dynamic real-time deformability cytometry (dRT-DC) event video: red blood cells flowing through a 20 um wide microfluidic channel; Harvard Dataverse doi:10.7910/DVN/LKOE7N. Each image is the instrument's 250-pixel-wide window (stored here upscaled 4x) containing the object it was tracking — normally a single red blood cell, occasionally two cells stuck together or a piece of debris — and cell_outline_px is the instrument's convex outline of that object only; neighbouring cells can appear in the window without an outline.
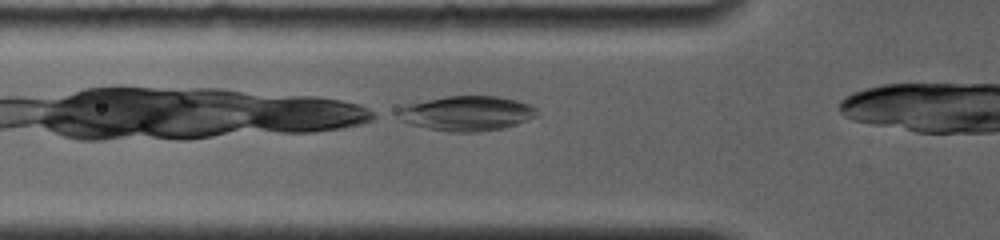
{"species": "common noctule bat (a hibernating species)", "species_latin": "Nyctalus noctula", "temperature_condition": "room temperature", "stored_images_in_passage": 23, "camera_frame_rate_fps": 4000, "um_per_image_px": 0.085, "animal": {"sex": "female", "body_mass_g": 19.0, "forearm_length_mm": 56.7}, "frame": {"image": 1, "passage_image": 8, "time_ms": 1.0, "image_size_px": [1000, 240], "cell_outline_px": [[536, 116], [516, 124], [504, 128], [476, 132], [448, 132], [428, 128], [412, 124], [396, 116], [392, 112], [408, 104], [448, 96], [496, 96], [516, 100], [528, 104], [536, 108]], "centroid_in_image_um": [39.65, 9.64], "position_along_channel_um": 86.1, "area_um2": 27.98}}
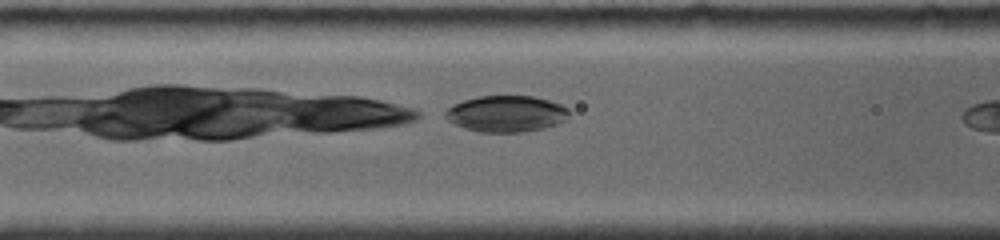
{"frame": {"image": 2, "passage_image": 14, "time_ms": 2.0, "image_size_px": [1000, 240], "cell_outline_px": [[568, 112], [564, 120], [556, 124], [544, 128], [524, 132], [480, 132], [464, 128], [448, 120], [444, 116], [444, 112], [452, 104], [476, 96], [532, 96], [548, 100], [560, 104], [568, 108]], "centroid_in_image_um": [42.99, 9.67], "position_along_channel_um": 123.6, "area_um2": 26.13}}
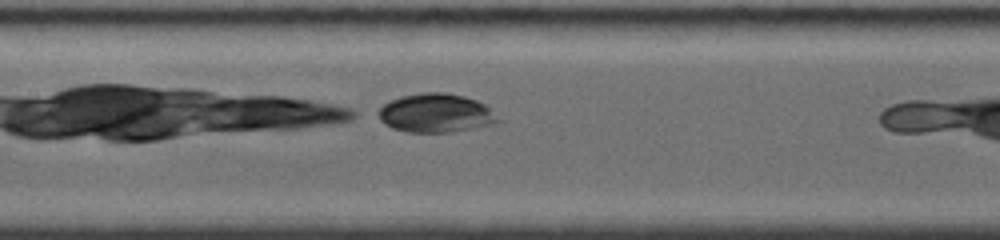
{"frame": {"image": 3, "passage_image": 22, "time_ms": 3.25, "image_size_px": [1000, 240], "cell_outline_px": [[500, 120], [492, 124], [472, 128], [448, 132], [404, 132], [392, 128], [384, 124], [372, 112], [384, 104], [400, 96], [420, 92], [444, 92], [464, 96], [476, 100], [484, 104]], "centroid_in_image_um": [36.93, 9.6], "position_along_channel_um": 170.5, "area_um2": 27.17}}